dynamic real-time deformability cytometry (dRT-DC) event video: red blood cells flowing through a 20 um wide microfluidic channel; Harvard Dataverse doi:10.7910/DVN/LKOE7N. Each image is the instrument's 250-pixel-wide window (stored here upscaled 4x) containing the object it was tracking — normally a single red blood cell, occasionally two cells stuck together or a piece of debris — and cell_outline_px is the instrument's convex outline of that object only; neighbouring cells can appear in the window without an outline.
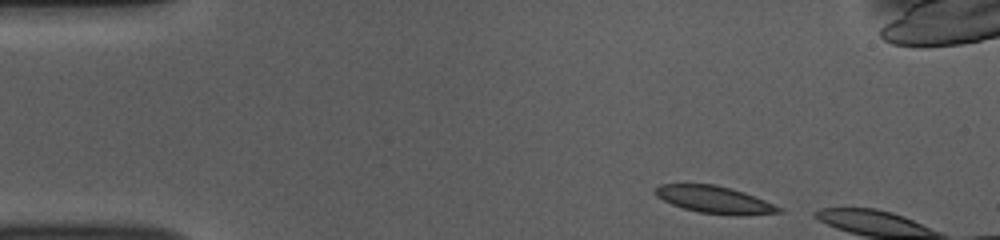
{"species": "common noctule bat (a hibernating species)", "species_latin": "Nyctalus noctula", "temperature_condition": "room temperature", "stored_images_in_passage": 4, "camera_frame_rate_fps": 3000, "um_per_image_px": 0.085, "animal": {"sex": "female", "body_mass_g": 10.0, "forearm_length_mm": 53.1}, "frame": {"image": 1, "passage_image": 1, "time_ms": 0.0, "image_size_px": [1000, 240], "cell_outline_px": [[784, 212], [740, 216], [736, 216], [700, 212], [684, 208], [672, 204], [656, 196], [652, 192], [660, 184], [716, 184], [732, 188], [744, 192], [784, 208]], "centroid_in_image_um": [60.77, 16.97], "position_along_channel_um": 24.2, "area_um2": 19.71}}